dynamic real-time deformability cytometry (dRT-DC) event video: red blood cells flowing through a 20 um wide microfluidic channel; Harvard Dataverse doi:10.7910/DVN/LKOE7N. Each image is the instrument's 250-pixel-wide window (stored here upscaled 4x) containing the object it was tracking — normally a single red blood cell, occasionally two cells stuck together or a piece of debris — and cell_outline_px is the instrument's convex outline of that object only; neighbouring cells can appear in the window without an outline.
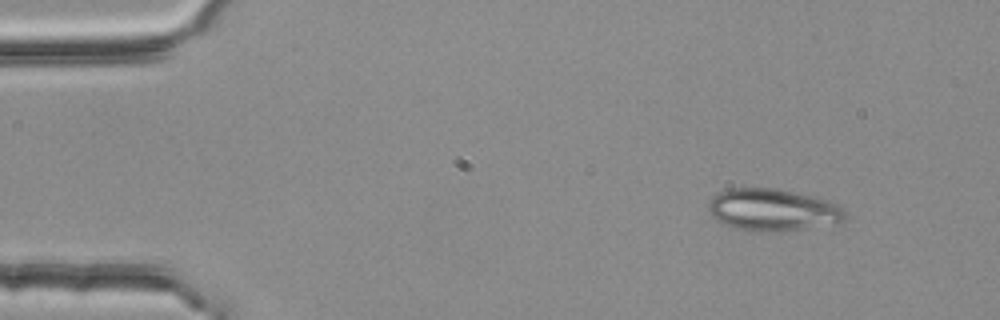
{"species": "common noctule bat (a hibernating species)", "species_latin": "Nyctalus noctula", "temperature_condition": "room temperature", "stored_images_in_passage": 4, "camera_frame_rate_fps": 3000, "um_per_image_px": 0.085, "animal": {"sex": "female", "body_mass_g": 25.1}, "frame": {"image": 1, "passage_image": 1, "time_ms": 0.0, "image_size_px": [1000, 320], "cell_outline_px": [[844, 220], [836, 224], [780, 232], [748, 232], [724, 224], [716, 220], [708, 212], [708, 204], [712, 196], [728, 188], [776, 188], [812, 196], [836, 204], [844, 208]], "centroid_in_image_um": [65.64, 17.86], "position_along_channel_um": 19.4, "area_um2": 33.87}}